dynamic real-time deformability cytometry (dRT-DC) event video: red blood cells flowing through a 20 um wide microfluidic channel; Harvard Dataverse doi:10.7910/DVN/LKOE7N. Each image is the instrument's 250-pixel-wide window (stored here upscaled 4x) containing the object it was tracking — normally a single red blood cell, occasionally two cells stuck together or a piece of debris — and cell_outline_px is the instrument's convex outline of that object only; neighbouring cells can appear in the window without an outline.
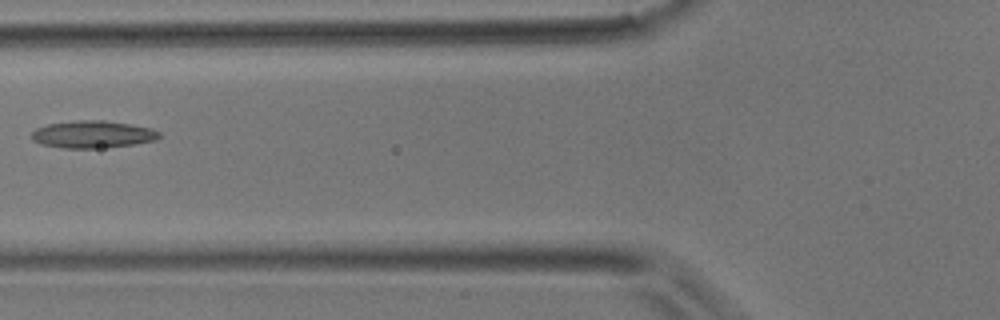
{"species": "common noctule bat (a hibernating species)", "species_latin": "Nyctalus noctula", "temperature_condition": "room temperature", "stored_images_in_passage": 2, "camera_frame_rate_fps": 3000, "um_per_image_px": 0.085, "animal": {"sex": "male", "body_mass_g": 17.9}, "frame": {"image": 1, "passage_image": 2, "time_ms": 0.333, "image_size_px": [1000, 320], "cell_outline_px": [[160, 136], [156, 140], [136, 144], [100, 148], [64, 148], [40, 144], [32, 140], [32, 132], [36, 128], [48, 124], [80, 120], [104, 120], [152, 128], [160, 132]], "centroid_in_image_um": [7.88, 11.42], "position_along_channel_um": 117.9, "area_um2": 20.29}}